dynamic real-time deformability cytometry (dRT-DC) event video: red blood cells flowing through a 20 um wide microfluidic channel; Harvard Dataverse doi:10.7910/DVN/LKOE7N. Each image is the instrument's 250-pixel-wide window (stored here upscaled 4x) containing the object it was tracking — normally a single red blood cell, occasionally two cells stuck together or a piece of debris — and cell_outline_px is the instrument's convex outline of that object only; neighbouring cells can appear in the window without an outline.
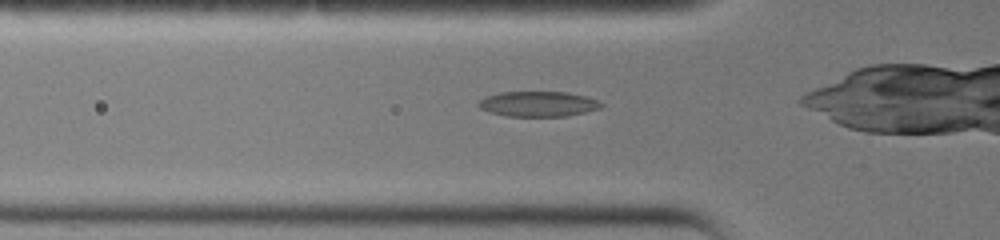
{"species": "common noctule bat (a hibernating species)", "species_latin": "Nyctalus noctula", "temperature_condition": "warm", "stored_images_in_passage": 24, "camera_frame_rate_fps": 3000, "um_per_image_px": 0.085, "animal": {"sex": "female", "body_mass_g": 19.0, "forearm_length_mm": 51.5}, "frame": {"image": 1, "passage_image": 4, "time_ms": 1.0, "image_size_px": [1000, 240], "cell_outline_px": [[604, 104], [600, 108], [568, 116], [508, 116], [492, 112], [480, 108], [476, 104], [484, 96], [500, 92], [568, 92], [588, 96]], "centroid_in_image_um": [45.75, 8.82], "position_along_channel_um": 80.1, "area_um2": 18.03}}
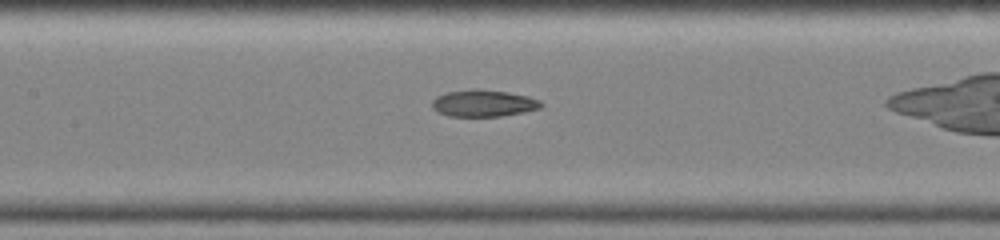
{"frame": {"image": 2, "passage_image": 9, "time_ms": 2.667, "image_size_px": [1000, 240], "cell_outline_px": [[544, 104], [540, 108], [524, 112], [500, 116], [448, 116], [432, 108], [432, 100], [436, 96], [448, 92], [472, 88], [508, 92], [528, 96], [540, 100]], "centroid_in_image_um": [41.1, 8.77], "position_along_channel_um": 166.3, "area_um2": 17.05}}
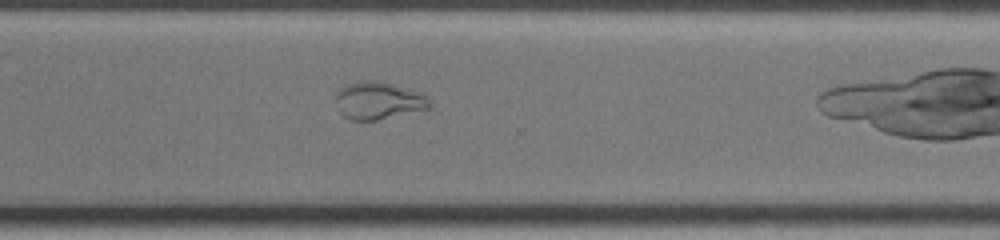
{"frame": {"image": 3, "passage_image": 19, "time_ms": 6.0, "image_size_px": [1000, 240], "cell_outline_px": [[432, 108], [376, 120], [348, 120], [340, 112], [332, 100], [336, 92], [340, 88], [348, 84], [360, 80], [380, 80], [424, 92], [428, 96], [432, 104]], "centroid_in_image_um": [32.18, 8.53], "position_along_channel_um": 338.4, "area_um2": 21.27}}